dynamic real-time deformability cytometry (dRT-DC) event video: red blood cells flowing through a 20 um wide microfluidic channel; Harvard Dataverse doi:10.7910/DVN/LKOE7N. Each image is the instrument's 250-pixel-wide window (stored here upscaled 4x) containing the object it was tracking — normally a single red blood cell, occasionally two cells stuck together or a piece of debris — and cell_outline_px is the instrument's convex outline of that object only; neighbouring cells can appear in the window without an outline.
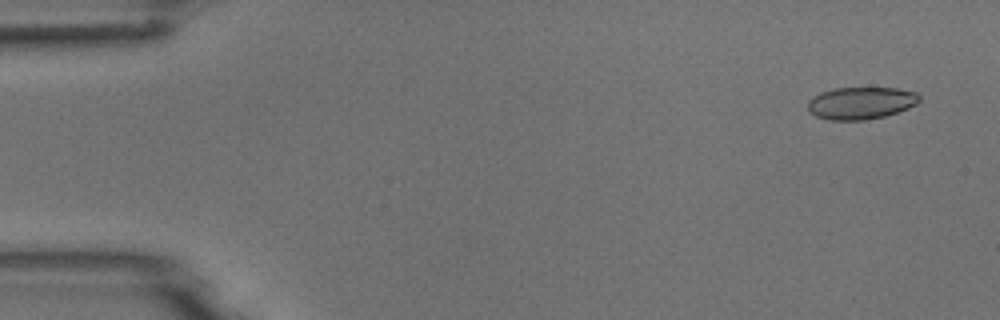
{"species": "common noctule bat (a hibernating species)", "species_latin": "Nyctalus noctula", "temperature_condition": "room temperature", "stored_images_in_passage": 8, "camera_frame_rate_fps": 3000, "um_per_image_px": 0.085, "animal": {"sex": "male", "body_mass_g": 18.8}, "frame": {"image": 1, "passage_image": 1, "time_ms": 0.0, "image_size_px": [1000, 320], "cell_outline_px": [[920, 100], [916, 104], [908, 108], [884, 116], [864, 120], [828, 120], [816, 116], [808, 112], [808, 100], [812, 96], [820, 92], [832, 88], [896, 88], [916, 92], [920, 96]], "centroid_in_image_um": [73.14, 8.75], "position_along_channel_um": 11.9, "area_um2": 21.1}}
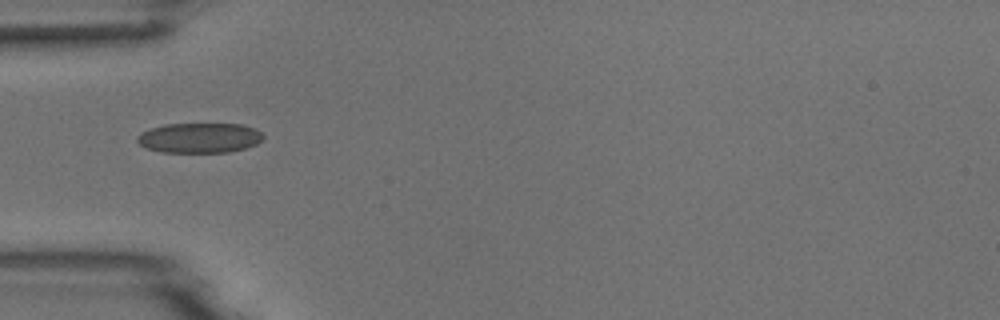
{"frame": {"image": 2, "passage_image": 5, "time_ms": 1.333, "image_size_px": [1000, 320], "cell_outline_px": [[264, 136], [256, 144], [244, 148], [228, 152], [160, 152], [144, 148], [136, 140], [136, 136], [152, 128], [164, 124], [240, 124], [256, 128]], "centroid_in_image_um": [16.94, 11.72], "position_along_channel_um": 68.1, "area_um2": 21.96}}